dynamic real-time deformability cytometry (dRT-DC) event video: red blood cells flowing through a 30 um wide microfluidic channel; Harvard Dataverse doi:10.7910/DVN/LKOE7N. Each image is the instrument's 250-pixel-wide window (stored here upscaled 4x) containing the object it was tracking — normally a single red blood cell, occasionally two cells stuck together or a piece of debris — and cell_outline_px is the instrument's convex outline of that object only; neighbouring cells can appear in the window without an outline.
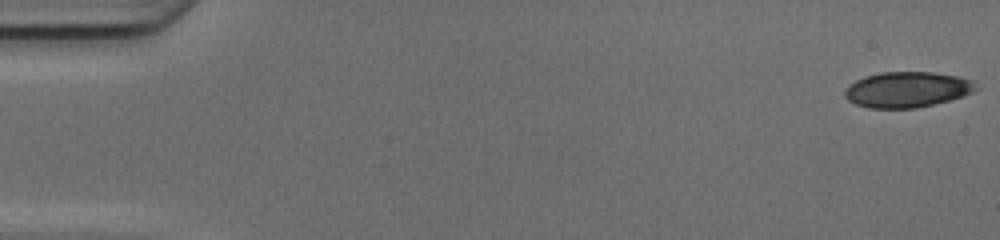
{"species": "common noctule bat (a hibernating species)", "species_latin": "Nyctalus noctula", "temperature_condition": "cold", "stored_images_in_passage": 49, "segment_of_instrument_passage": [1, 2], "camera_frame_rate_fps": 3000, "um_per_image_px": 0.085, "animal": {"sex": "female", "body_mass_g": 17.0, "forearm_length_mm": 48.0}, "frame": {"image": 1, "passage_image": 1, "time_ms": 0.0, "image_size_px": [1000, 240], "cell_outline_px": [[980, 88], [964, 96], [916, 108], [868, 108], [856, 104], [848, 100], [844, 96], [844, 92], [848, 84], [864, 76], [880, 72], [932, 72], [956, 76], [972, 80]], "centroid_in_image_um": [77.09, 7.61], "position_along_channel_um": 7.9, "area_um2": 27.28}}
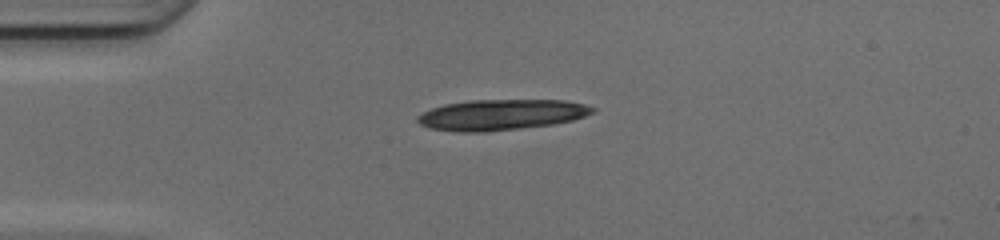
{"frame": {"image": 2, "passage_image": 13, "time_ms": 4.0, "image_size_px": [1000, 240], "cell_outline_px": [[596, 112], [572, 120], [552, 124], [488, 132], [456, 132], [428, 128], [420, 124], [416, 120], [416, 116], [432, 108], [444, 104], [472, 100], [564, 100], [584, 104], [596, 108]], "centroid_in_image_um": [42.58, 9.76], "position_along_channel_um": 42.4, "area_um2": 31.39}}